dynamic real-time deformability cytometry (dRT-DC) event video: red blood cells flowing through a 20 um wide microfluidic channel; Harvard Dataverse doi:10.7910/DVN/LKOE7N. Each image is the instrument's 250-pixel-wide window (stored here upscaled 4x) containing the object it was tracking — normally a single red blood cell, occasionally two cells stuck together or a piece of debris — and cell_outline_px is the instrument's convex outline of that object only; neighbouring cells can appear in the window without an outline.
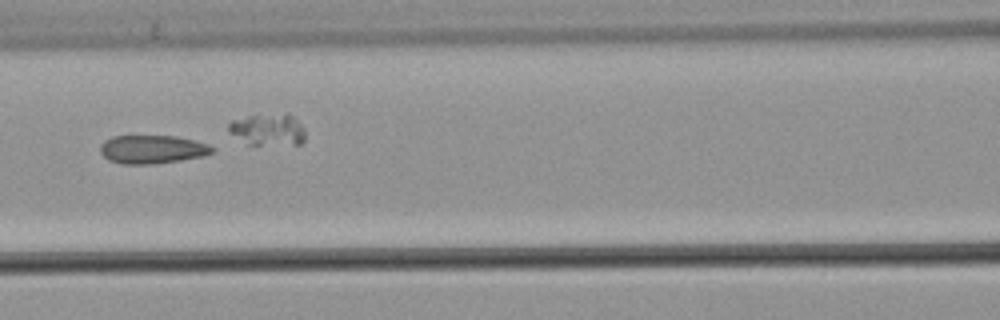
{"species": "common noctule bat (a hibernating species)", "species_latin": "Nyctalus noctula", "temperature_condition": "warm", "stored_images_in_passage": 7, "camera_frame_rate_fps": 3000, "um_per_image_px": 0.085, "animal": {"sex": "male", "body_mass_g": 21.5, "forearm_length_mm": 52.0}, "frame": {"image": 1, "passage_image": 6, "time_ms": 1.667, "image_size_px": [1000, 320], "cell_outline_px": [[212, 152], [200, 156], [180, 160], [152, 164], [124, 164], [108, 160], [100, 152], [100, 144], [104, 140], [112, 136], [176, 136], [208, 144], [212, 148]], "centroid_in_image_um": [12.87, 12.69], "position_along_channel_um": 153.7, "area_um2": 18.32}}
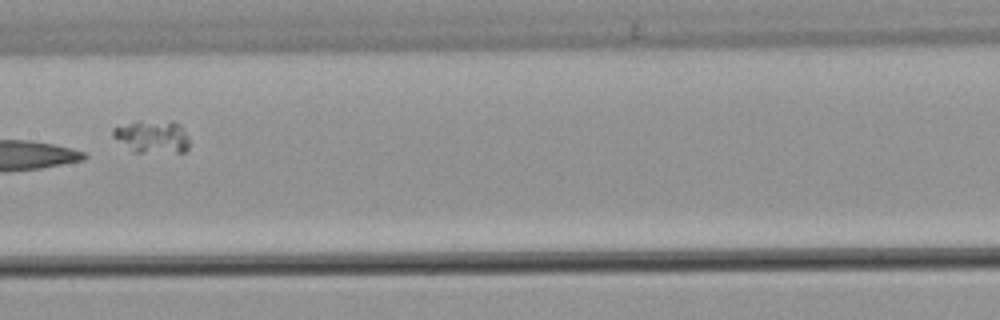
{"frame": {"image": 2, "passage_image": 7, "time_ms": 2.0, "image_size_px": [1000, 320], "cell_outline_px": [[188, 148], [184, 152], [132, 152], [112, 136], [112, 128], [140, 120], [172, 120], [180, 124], [188, 136]], "centroid_in_image_um": [12.94, 11.59], "position_along_channel_um": 194.5, "area_um2": 14.85}}